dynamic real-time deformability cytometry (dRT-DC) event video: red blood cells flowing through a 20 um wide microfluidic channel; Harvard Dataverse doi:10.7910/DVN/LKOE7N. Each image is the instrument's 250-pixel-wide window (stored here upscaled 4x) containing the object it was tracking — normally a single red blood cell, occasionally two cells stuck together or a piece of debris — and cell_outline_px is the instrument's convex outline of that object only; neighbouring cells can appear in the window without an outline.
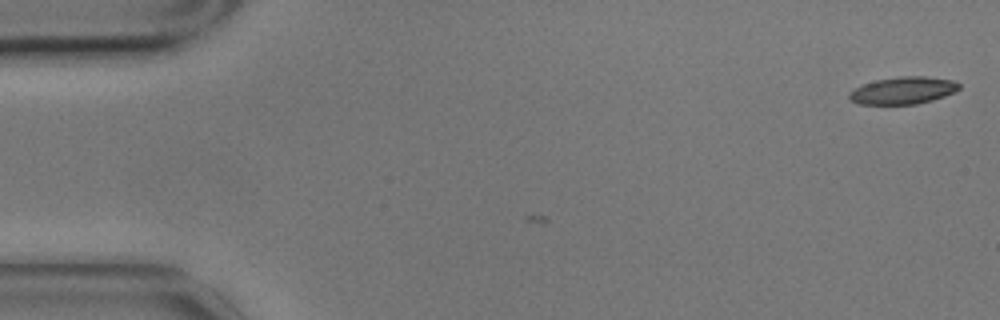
{"species": "common noctule bat (a hibernating species)", "species_latin": "Nyctalus noctula", "temperature_condition": "cold", "stored_images_in_passage": 4, "camera_frame_rate_fps": 3000, "um_per_image_px": 0.085, "animal": {"sex": "male", "body_mass_g": 17.9}, "frame": {"image": 1, "passage_image": 4, "time_ms": 1.0, "image_size_px": [1000, 320], "cell_outline_px": [[960, 88], [944, 96], [932, 100], [916, 104], [860, 104], [848, 100], [848, 92], [864, 84], [876, 80], [900, 76], [924, 76], [952, 80], [960, 84]], "centroid_in_image_um": [76.73, 7.69], "position_along_channel_um": 8.3, "area_um2": 17.34}}